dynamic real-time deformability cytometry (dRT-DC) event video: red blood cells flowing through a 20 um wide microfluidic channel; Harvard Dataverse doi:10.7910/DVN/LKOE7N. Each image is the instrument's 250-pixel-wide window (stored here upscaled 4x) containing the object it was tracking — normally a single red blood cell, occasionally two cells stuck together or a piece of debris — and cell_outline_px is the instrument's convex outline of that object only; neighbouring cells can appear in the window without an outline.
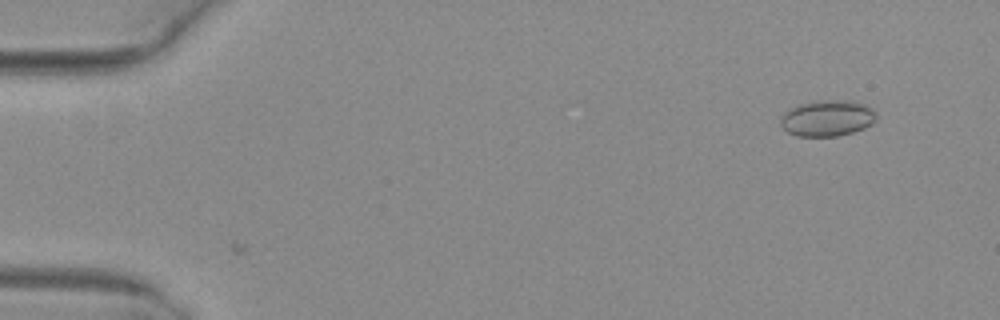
{"species": "common noctule bat (a hibernating species)", "species_latin": "Nyctalus noctula", "temperature_condition": "warm", "stored_images_in_passage": 5, "camera_frame_rate_fps": 3000, "um_per_image_px": 0.085, "animal": {"sex": "female", "body_mass_g": 29.2, "forearm_length_mm": 56.3}, "frame": {"image": 1, "passage_image": 5, "time_ms": 1.333, "image_size_px": [1000, 320], "cell_outline_px": [[876, 120], [872, 124], [864, 128], [852, 132], [836, 136], [796, 136], [788, 132], [780, 124], [780, 116], [784, 112], [800, 104], [816, 100], [852, 100], [868, 104], [876, 112]], "centroid_in_image_um": [70.35, 10.03], "position_along_channel_um": 14.7, "area_um2": 20.4}}